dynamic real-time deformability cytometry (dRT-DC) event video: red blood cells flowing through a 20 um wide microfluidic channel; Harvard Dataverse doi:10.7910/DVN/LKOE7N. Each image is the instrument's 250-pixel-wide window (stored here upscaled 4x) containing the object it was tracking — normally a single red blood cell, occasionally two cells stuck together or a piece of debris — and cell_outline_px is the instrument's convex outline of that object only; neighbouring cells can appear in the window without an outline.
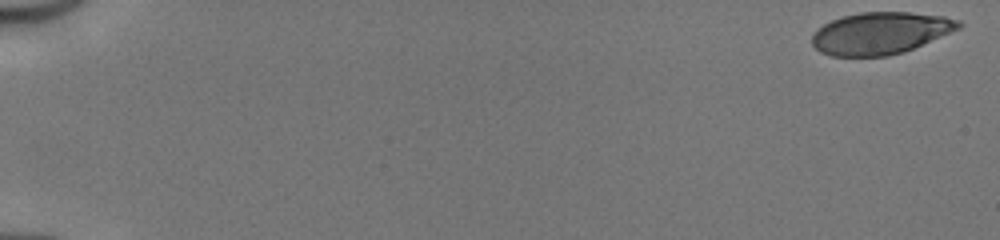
{"species": "human", "species_latin": "Homo sapiens", "temperature_condition": "cold", "stored_images_in_passage": 50, "camera_frame_rate_fps": 3000, "um_per_image_px": 0.085, "donor": {"sex": "male"}, "frame": {"image": 1, "passage_image": 1, "time_ms": 0.0, "image_size_px": [1000, 240], "cell_outline_px": [[964, 24], [960, 28], [904, 52], [888, 56], [832, 56], [820, 52], [812, 44], [812, 36], [816, 28], [832, 20], [844, 16], [860, 12], [908, 12], [944, 16], [960, 20]], "centroid_in_image_um": [74.83, 2.82], "position_along_channel_um": 10.2, "area_um2": 35.89}}
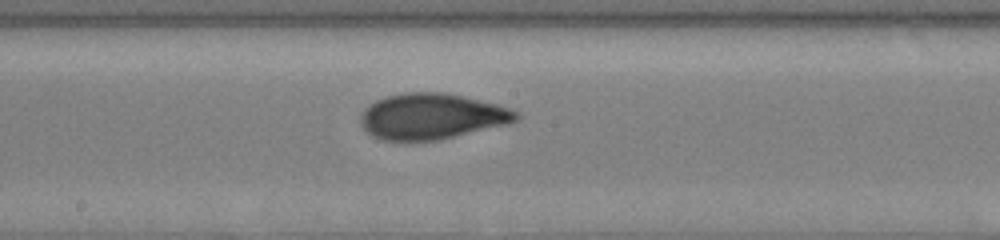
{"frame": {"image": 2, "passage_image": 29, "time_ms": 9.333, "image_size_px": [1000, 240], "cell_outline_px": [[520, 116], [516, 120], [508, 124], [440, 140], [384, 140], [372, 136], [360, 124], [360, 116], [364, 108], [368, 104], [376, 100], [388, 96], [404, 92], [444, 92], [496, 104], [520, 112]], "centroid_in_image_um": [36.68, 9.89], "position_along_channel_um": 211.5, "area_um2": 41.5}}
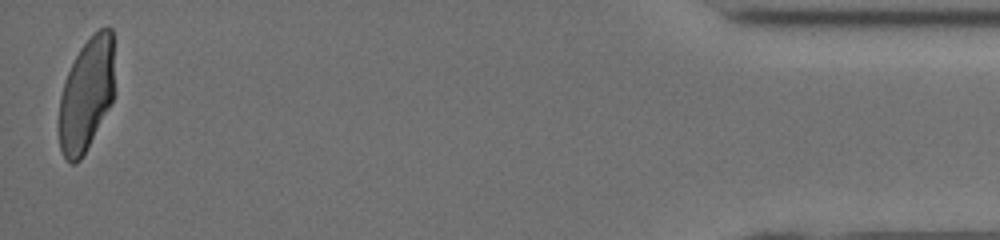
{"frame": {"image": 3, "passage_image": 50, "time_ms": 16.333, "image_size_px": [1000, 240], "cell_outline_px": [[112, 100], [108, 108], [80, 160], [76, 164], [72, 164], [64, 156], [60, 148], [60, 96], [68, 72], [80, 48], [100, 28], [112, 28]], "centroid_in_image_um": [7.32, 8.05], "position_along_channel_um": 427.9, "area_um2": 35.2}, "authors_computed_cell_mechanics": {"area_um2": 39.1884, "velocity_mm_per_s": 4.1622, "shape_relaxation_time_tau1_ms": 3.5546, "shape_relaxation_time_tau2_ms": 1.0397, "deformation_change_tau1": 0.1602, "deformation_change_tau2": 0.0622}}